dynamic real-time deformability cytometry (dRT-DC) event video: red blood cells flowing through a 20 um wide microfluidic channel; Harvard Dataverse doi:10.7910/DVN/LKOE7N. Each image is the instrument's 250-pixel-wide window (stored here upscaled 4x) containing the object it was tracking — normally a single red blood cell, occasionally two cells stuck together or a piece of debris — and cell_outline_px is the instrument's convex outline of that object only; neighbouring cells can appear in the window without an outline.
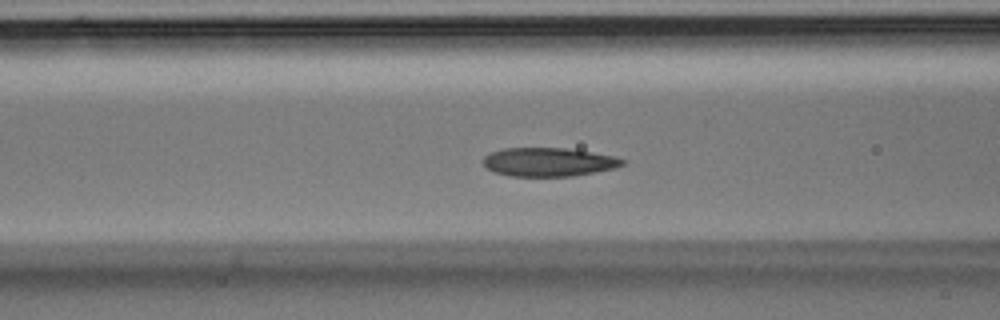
{"species": "Egyptian fruit bat (a non-hibernating species)", "species_latin": "Rousettus aegyptiacus", "temperature_condition": "room temperature", "stored_images_in_passage": 47, "camera_frame_rate_fps": 3000, "um_per_image_px": 0.085, "animal": {"sex": "male"}, "frame": {"image": 1, "passage_image": 17, "time_ms": 5.333, "image_size_px": [1000, 320], "cell_outline_px": [[628, 160], [624, 164], [616, 168], [572, 176], [508, 176], [496, 172], [488, 168], [484, 164], [484, 156], [492, 152], [504, 148], [568, 148], [616, 156]], "centroid_in_image_um": [46.69, 13.76], "position_along_channel_um": 119.9, "area_um2": 23.29}}
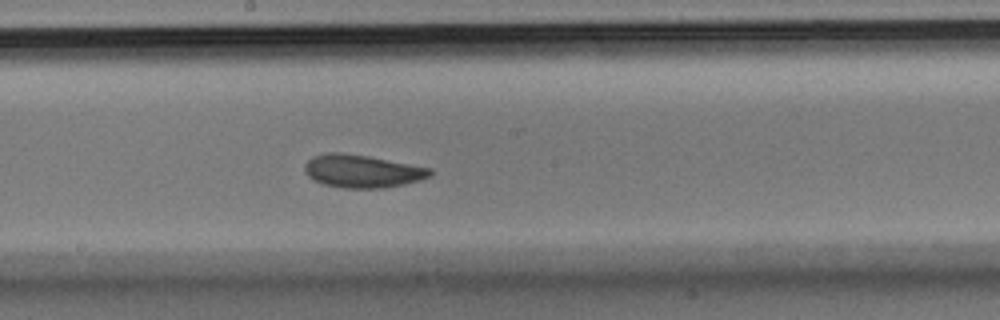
{"frame": {"image": 2, "passage_image": 24, "time_ms": 7.667, "image_size_px": [1000, 320], "cell_outline_px": [[432, 176], [420, 180], [404, 184], [384, 188], [344, 188], [324, 184], [312, 180], [304, 172], [304, 164], [312, 156], [324, 152], [340, 152], [368, 156], [432, 168]], "centroid_in_image_um": [30.76, 14.54], "position_along_channel_um": 217.4, "area_um2": 24.28}}
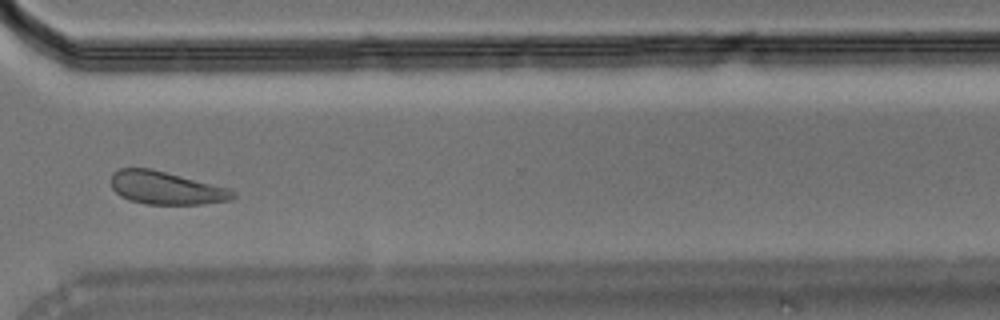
{"frame": {"image": 3, "passage_image": 34, "time_ms": 11.0, "image_size_px": [1000, 320], "cell_outline_px": [[236, 196], [232, 200], [204, 204], [148, 204], [128, 200], [120, 196], [112, 188], [112, 172], [120, 168], [152, 168], [232, 188], [236, 192]], "centroid_in_image_um": [14.17, 15.97], "position_along_channel_um": 356.4, "area_um2": 23.81}}